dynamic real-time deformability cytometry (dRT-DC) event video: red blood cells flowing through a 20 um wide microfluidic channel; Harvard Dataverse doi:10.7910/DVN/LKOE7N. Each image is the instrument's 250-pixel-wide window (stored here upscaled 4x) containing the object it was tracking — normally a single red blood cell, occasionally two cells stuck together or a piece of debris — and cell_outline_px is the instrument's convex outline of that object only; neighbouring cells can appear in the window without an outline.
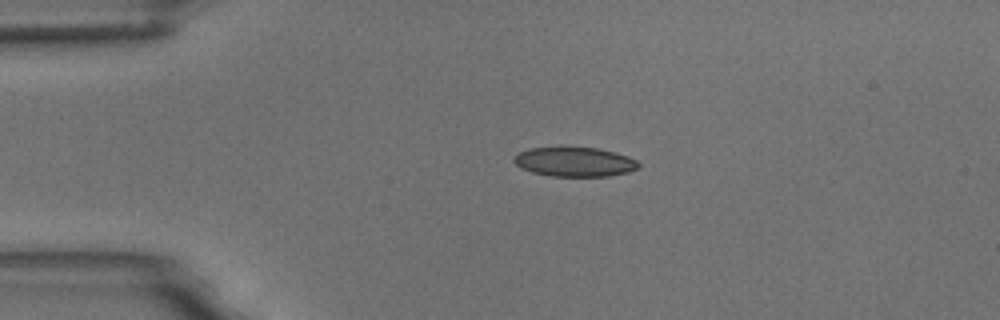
{"species": "common noctule bat (a hibernating species)", "species_latin": "Nyctalus noctula", "temperature_condition": "room temperature", "stored_images_in_passage": 3, "camera_frame_rate_fps": 3000, "um_per_image_px": 0.085, "animal": {"sex": "male", "body_mass_g": 18.8}, "frame": {"image": 1, "passage_image": 2, "time_ms": 2.0, "image_size_px": [1000, 320], "cell_outline_px": [[640, 168], [628, 172], [608, 176], [552, 176], [532, 172], [520, 168], [512, 160], [520, 152], [528, 148], [560, 144], [600, 148], [616, 152], [628, 156], [636, 160], [640, 164]], "centroid_in_image_um": [48.83, 13.7], "position_along_channel_um": 36.2, "area_um2": 22.31}}